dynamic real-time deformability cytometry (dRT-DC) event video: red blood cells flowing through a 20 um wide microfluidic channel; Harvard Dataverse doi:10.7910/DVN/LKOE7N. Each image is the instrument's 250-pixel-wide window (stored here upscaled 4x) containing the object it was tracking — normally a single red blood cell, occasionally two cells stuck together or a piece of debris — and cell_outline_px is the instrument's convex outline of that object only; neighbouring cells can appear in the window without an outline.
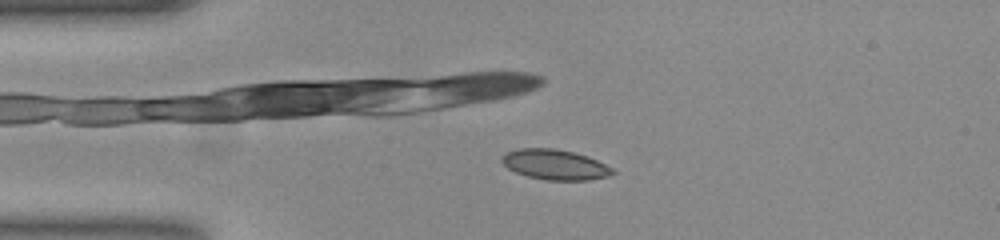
{"species": "common noctule bat (a hibernating species)", "species_latin": "Nyctalus noctula", "temperature_condition": "room temperature", "stored_images_in_passage": 50, "camera_frame_rate_fps": 3000, "um_per_image_px": 0.085, "animal": {"sex": "female", "body_mass_g": 23.0, "forearm_length_mm": 53.4}, "frame": {"image": 1, "passage_image": 10, "time_ms": 3.0, "image_size_px": [1000, 240], "cell_outline_px": [[616, 172], [608, 176], [588, 180], [544, 180], [528, 176], [516, 172], [508, 168], [500, 160], [500, 156], [504, 152], [520, 148], [556, 148], [588, 156], [612, 168]], "centroid_in_image_um": [47.13, 13.98], "position_along_channel_um": 37.9, "area_um2": 19.54}}
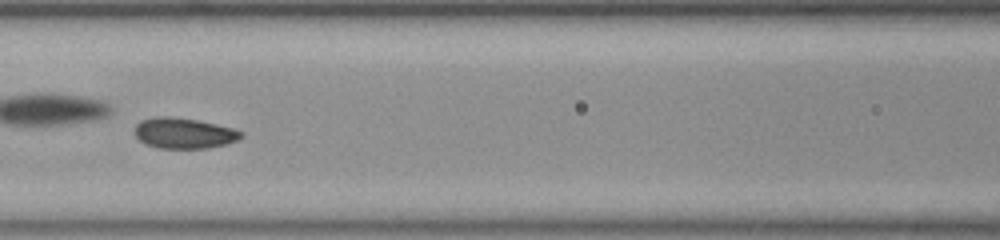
{"frame": {"image": 2, "passage_image": 21, "time_ms": 6.667, "image_size_px": [1000, 240], "cell_outline_px": [[244, 136], [228, 144], [208, 148], [160, 148], [148, 144], [140, 140], [136, 136], [136, 124], [140, 120], [156, 116], [168, 116], [196, 120], [216, 124], [232, 128], [244, 132]], "centroid_in_image_um": [15.67, 11.31], "position_along_channel_um": 150.9, "area_um2": 18.9}}